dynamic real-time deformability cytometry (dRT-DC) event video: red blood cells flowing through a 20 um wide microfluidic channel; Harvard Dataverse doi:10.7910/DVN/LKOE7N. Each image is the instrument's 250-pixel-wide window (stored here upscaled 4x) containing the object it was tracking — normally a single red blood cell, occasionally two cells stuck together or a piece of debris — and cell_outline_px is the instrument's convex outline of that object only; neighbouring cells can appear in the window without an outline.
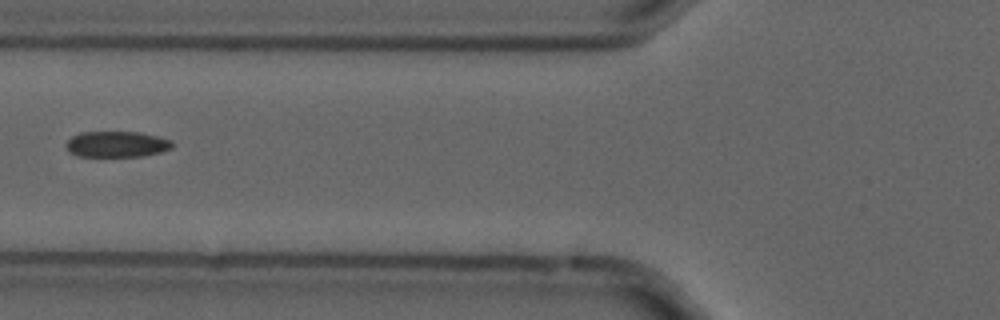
{"species": "common noctule bat (a hibernating species)", "species_latin": "Nyctalus noctula", "temperature_condition": "cold", "stored_images_in_passage": 6, "camera_frame_rate_fps": 3000, "um_per_image_px": 0.085, "animal": {"sex": "male", "forearm_length_mm": 52.5}, "frame": {"image": 1, "passage_image": 3, "time_ms": 0.667, "image_size_px": [1000, 320], "cell_outline_px": [[172, 148], [160, 152], [140, 156], [76, 156], [68, 152], [64, 144], [72, 136], [80, 132], [140, 132], [172, 140]], "centroid_in_image_um": [9.87, 12.25], "position_along_channel_um": 115.9, "area_um2": 16.07}}
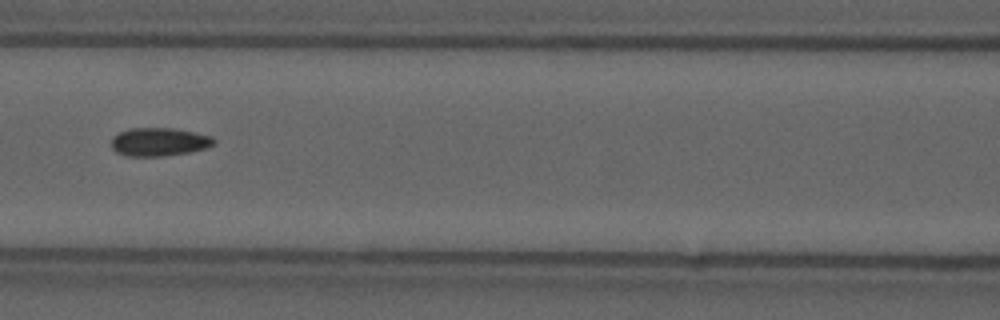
{"frame": {"image": 2, "passage_image": 4, "time_ms": 1.0, "image_size_px": [1000, 320], "cell_outline_px": [[216, 144], [208, 148], [192, 152], [160, 156], [128, 156], [116, 152], [112, 148], [112, 136], [128, 128], [172, 128], [212, 136], [216, 140]], "centroid_in_image_um": [13.55, 12.06], "position_along_channel_um": 153.0, "area_um2": 17.05}}